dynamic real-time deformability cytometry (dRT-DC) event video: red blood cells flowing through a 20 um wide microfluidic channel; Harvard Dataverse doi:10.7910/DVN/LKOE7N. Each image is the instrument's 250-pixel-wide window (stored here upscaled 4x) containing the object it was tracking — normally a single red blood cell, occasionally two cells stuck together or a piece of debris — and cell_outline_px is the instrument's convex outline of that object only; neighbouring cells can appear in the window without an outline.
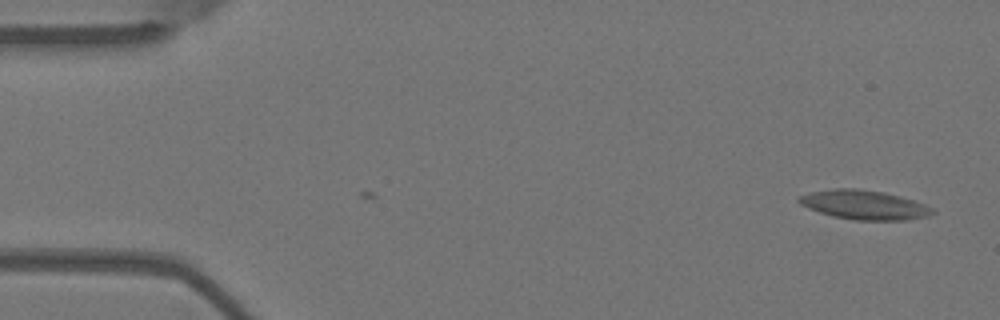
{"species": "Egyptian fruit bat (a non-hibernating species)", "species_latin": "Rousettus aegyptiacus", "temperature_condition": "warm", "stored_images_in_passage": 2, "camera_frame_rate_fps": 3000, "um_per_image_px": 0.085, "animal": {"sex": "female"}, "frame": {"image": 1, "passage_image": 2, "time_ms": 0.333, "image_size_px": [1000, 320], "cell_outline_px": [[936, 212], [928, 216], [908, 220], [856, 220], [832, 216], [808, 208], [800, 204], [796, 200], [800, 196], [812, 192], [836, 188], [856, 188], [884, 192], [900, 196], [924, 204], [932, 208]], "centroid_in_image_um": [73.46, 17.41], "position_along_channel_um": 11.5, "area_um2": 22.66}}